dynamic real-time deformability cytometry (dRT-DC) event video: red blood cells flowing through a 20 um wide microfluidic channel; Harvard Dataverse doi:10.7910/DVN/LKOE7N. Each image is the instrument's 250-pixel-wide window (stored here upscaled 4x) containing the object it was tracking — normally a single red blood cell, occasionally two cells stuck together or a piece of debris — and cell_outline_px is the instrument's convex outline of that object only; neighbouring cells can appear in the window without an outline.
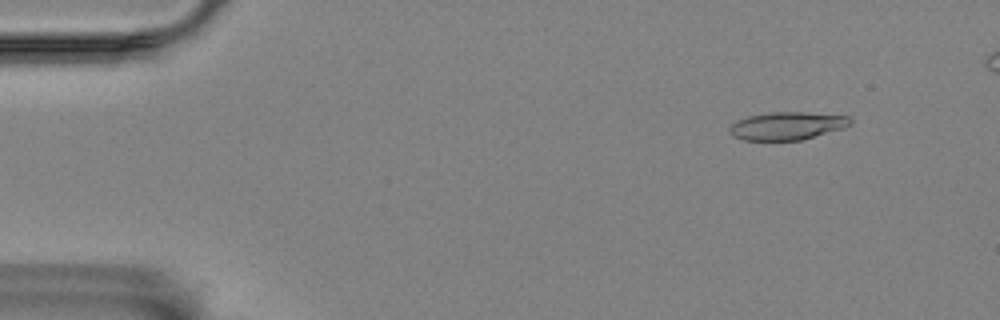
{"species": "Egyptian fruit bat (a non-hibernating species)", "species_latin": "Rousettus aegyptiacus", "temperature_condition": "room temperature", "stored_images_in_passage": 5, "camera_frame_rate_fps": 3000, "um_per_image_px": 0.085, "animal": {"sex": "female"}, "frame": {"image": 1, "passage_image": 2, "time_ms": 1.0, "image_size_px": [1000, 320], "cell_outline_px": [[852, 124], [844, 128], [800, 140], [744, 140], [732, 136], [732, 124], [736, 120], [748, 116], [772, 112], [804, 112], [848, 116], [852, 120]], "centroid_in_image_um": [66.94, 10.69], "position_along_channel_um": 18.1, "area_um2": 19.42}}
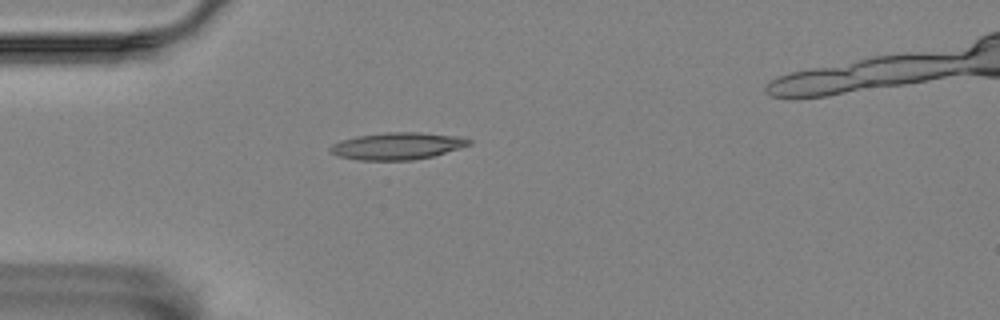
{"frame": {"image": 2, "passage_image": 5, "time_ms": 4.333, "image_size_px": [1000, 320], "cell_outline_px": [[472, 144], [460, 148], [432, 156], [412, 160], [360, 160], [340, 156], [332, 152], [328, 148], [332, 144], [340, 140], [356, 136], [388, 132], [416, 132], [460, 136], [472, 140]], "centroid_in_image_um": [33.79, 12.4], "position_along_channel_um": 51.2, "area_um2": 21.79}}